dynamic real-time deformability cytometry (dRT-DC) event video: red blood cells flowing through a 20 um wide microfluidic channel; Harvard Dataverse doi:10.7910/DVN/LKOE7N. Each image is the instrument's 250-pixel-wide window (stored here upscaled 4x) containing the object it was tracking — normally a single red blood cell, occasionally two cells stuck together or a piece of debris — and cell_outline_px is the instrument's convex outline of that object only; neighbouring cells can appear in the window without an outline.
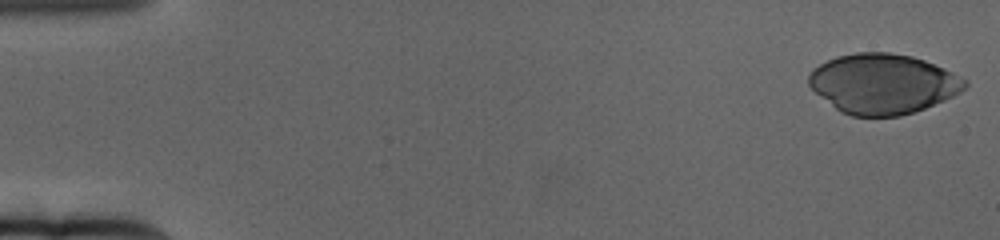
{"species": "human", "species_latin": "Homo sapiens", "temperature_condition": "cold", "stored_images_in_passage": 64, "camera_frame_rate_fps": 3000, "um_per_image_px": 0.085, "donor": {"sex": "female"}, "frame": {"image": 1, "passage_image": 1, "time_ms": 0.0, "image_size_px": [1000, 240], "cell_outline_px": [[968, 84], [960, 92], [944, 100], [924, 108], [900, 116], [852, 116], [840, 112], [816, 92], [808, 84], [808, 76], [812, 68], [836, 56], [856, 52], [888, 52], [912, 56], [924, 60], [944, 68], [968, 80]], "centroid_in_image_um": [75.04, 7.11], "position_along_channel_um": 10.0, "area_um2": 54.39}}